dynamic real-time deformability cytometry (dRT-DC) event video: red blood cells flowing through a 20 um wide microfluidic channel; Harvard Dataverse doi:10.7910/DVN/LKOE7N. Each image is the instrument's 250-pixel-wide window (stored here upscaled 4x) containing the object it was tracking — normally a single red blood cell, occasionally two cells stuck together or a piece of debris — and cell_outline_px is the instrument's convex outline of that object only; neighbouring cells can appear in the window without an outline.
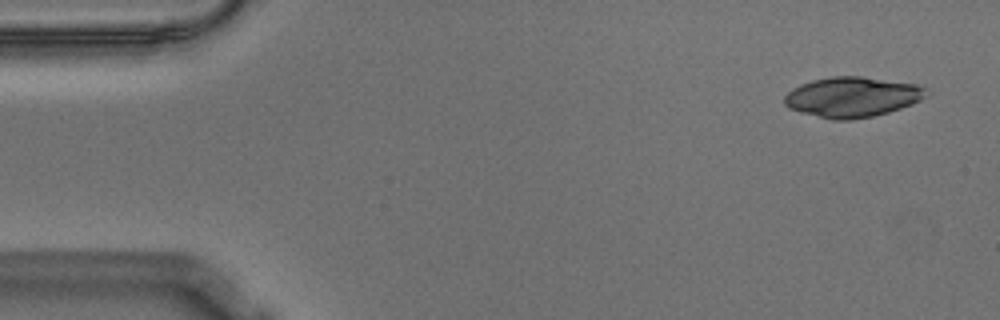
{"species": "Egyptian fruit bat (a non-hibernating species)", "species_latin": "Rousettus aegyptiacus", "temperature_condition": "warm", "stored_images_in_passage": 27, "segment_of_instrument_passage": [1, 2], "camera_frame_rate_fps": 3000, "um_per_image_px": 0.085, "animal": {"sex": "male"}, "frame": {"image": 1, "passage_image": 1, "time_ms": 0.0, "image_size_px": [1000, 320], "cell_outline_px": [[924, 96], [920, 100], [912, 104], [888, 112], [872, 116], [852, 120], [832, 120], [800, 112], [788, 108], [784, 104], [784, 96], [792, 88], [800, 84], [812, 80], [832, 76], [860, 76], [916, 84], [924, 88]], "centroid_in_image_um": [72.37, 8.25], "position_along_channel_um": 12.6, "area_um2": 33.06}}
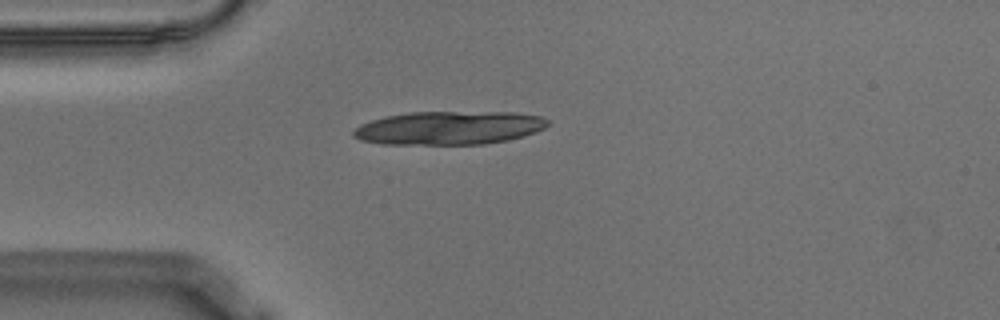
{"frame": {"image": 2, "passage_image": 12, "time_ms": 3.667, "image_size_px": [1000, 320], "cell_outline_px": [[552, 120], [544, 128], [536, 132], [524, 136], [508, 140], [484, 144], [380, 144], [360, 140], [352, 136], [352, 132], [360, 124], [384, 116], [408, 112], [516, 112], [540, 116]], "centroid_in_image_um": [38.18, 10.87], "position_along_channel_um": 46.8, "area_um2": 38.21}}